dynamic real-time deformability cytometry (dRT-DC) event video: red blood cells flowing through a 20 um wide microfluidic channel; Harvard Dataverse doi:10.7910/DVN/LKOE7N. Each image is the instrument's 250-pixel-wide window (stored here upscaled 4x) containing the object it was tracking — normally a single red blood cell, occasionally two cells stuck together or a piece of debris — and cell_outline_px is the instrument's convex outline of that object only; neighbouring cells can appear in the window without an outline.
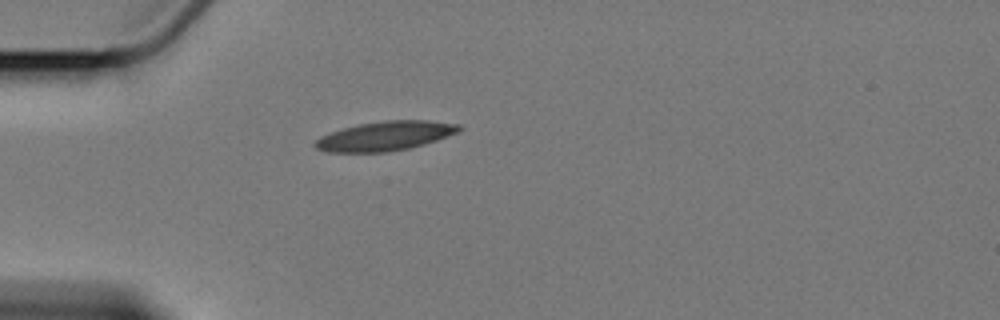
{"species": "Egyptian fruit bat (a non-hibernating species)", "species_latin": "Rousettus aegyptiacus", "temperature_condition": "cold", "stored_images_in_passage": 1, "camera_frame_rate_fps": 3000, "um_per_image_px": 0.085, "animal": {"sex": "female"}, "frame": {"image": 1, "passage_image": 1, "time_ms": 0.0, "image_size_px": [1000, 320], "cell_outline_px": [[464, 128], [460, 132], [436, 140], [408, 148], [388, 152], [324, 152], [316, 148], [312, 144], [320, 136], [344, 128], [360, 124], [384, 120], [428, 120], [460, 124]], "centroid_in_image_um": [32.76, 11.55], "position_along_channel_um": 52.2, "area_um2": 24.62}}